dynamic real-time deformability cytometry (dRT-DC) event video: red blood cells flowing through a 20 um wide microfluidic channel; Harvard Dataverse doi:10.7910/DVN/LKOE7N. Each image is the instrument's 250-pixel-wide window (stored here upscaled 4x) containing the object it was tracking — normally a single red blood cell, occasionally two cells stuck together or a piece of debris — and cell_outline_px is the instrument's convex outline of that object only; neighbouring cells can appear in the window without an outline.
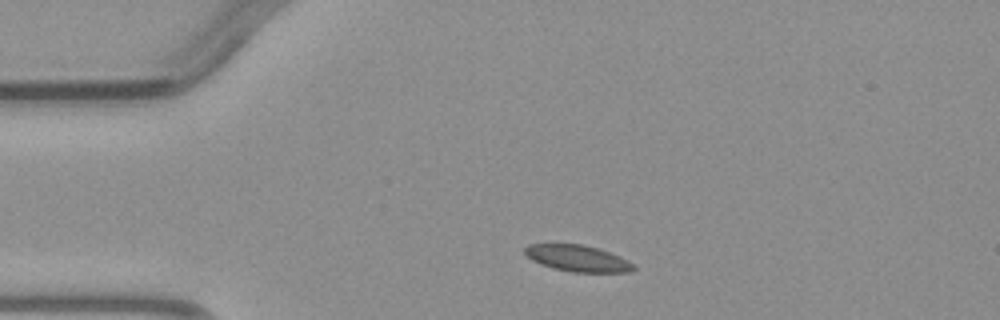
{"species": "common noctule bat (a hibernating species)", "species_latin": "Nyctalus noctula", "temperature_condition": "warm", "stored_images_in_passage": 2, "camera_frame_rate_fps": 3000, "um_per_image_px": 0.085, "animal": {"sex": "male", "body_mass_g": 23.1, "forearm_length_mm": 52.7}, "frame": {"image": 1, "passage_image": 1, "time_ms": 0.0, "image_size_px": [1000, 320], "cell_outline_px": [[636, 268], [628, 272], [572, 272], [552, 268], [532, 260], [524, 252], [524, 248], [528, 244], [580, 244], [596, 248], [620, 256], [628, 260]], "centroid_in_image_um": [49.08, 21.96], "position_along_channel_um": 35.9, "area_um2": 16.53}}